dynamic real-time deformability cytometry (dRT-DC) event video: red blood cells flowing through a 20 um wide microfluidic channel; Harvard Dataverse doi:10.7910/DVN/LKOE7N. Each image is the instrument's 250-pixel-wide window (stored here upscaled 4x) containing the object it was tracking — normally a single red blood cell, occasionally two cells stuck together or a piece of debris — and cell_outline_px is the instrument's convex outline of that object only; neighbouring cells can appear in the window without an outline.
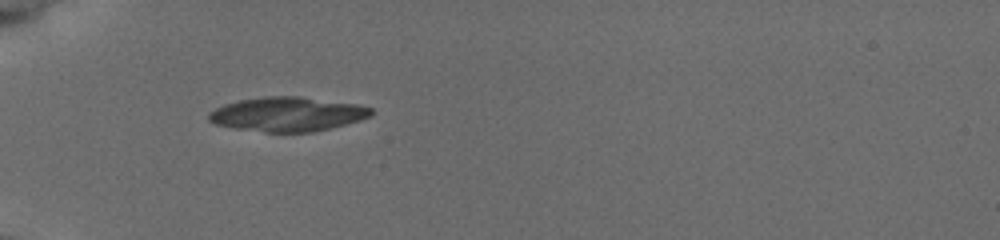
{"species": "common noctule bat (a hibernating species)", "species_latin": "Nyctalus noctula", "temperature_condition": "cold", "stored_images_in_passage": 4, "camera_frame_rate_fps": 3000, "um_per_image_px": 0.085, "animal": {"sex": "female", "body_mass_g": 19.5, "forearm_length_mm": 54.1}, "frame": {"image": 1, "passage_image": 1, "time_ms": 0.0, "image_size_px": [1000, 240], "cell_outline_px": [[372, 116], [360, 120], [312, 132], [264, 132], [236, 128], [216, 124], [208, 120], [208, 112], [224, 104], [240, 100], [264, 96], [300, 96], [356, 104], [372, 108]], "centroid_in_image_um": [24.42, 9.7], "position_along_channel_um": 60.6, "area_um2": 32.31}}
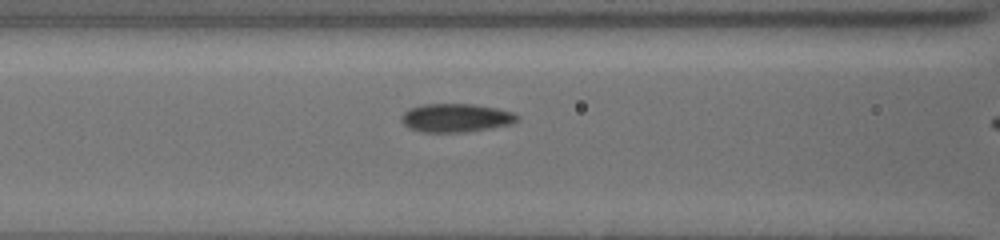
{"frame": {"image": 2, "passage_image": 3, "time_ms": 0.667, "image_size_px": [1000, 240], "cell_outline_px": [[520, 120], [512, 124], [468, 132], [420, 132], [408, 128], [400, 120], [400, 116], [408, 108], [424, 104], [472, 104], [496, 108], [512, 112], [520, 116]], "centroid_in_image_um": [38.74, 10.02], "position_along_channel_um": 127.9, "area_um2": 19.48}}